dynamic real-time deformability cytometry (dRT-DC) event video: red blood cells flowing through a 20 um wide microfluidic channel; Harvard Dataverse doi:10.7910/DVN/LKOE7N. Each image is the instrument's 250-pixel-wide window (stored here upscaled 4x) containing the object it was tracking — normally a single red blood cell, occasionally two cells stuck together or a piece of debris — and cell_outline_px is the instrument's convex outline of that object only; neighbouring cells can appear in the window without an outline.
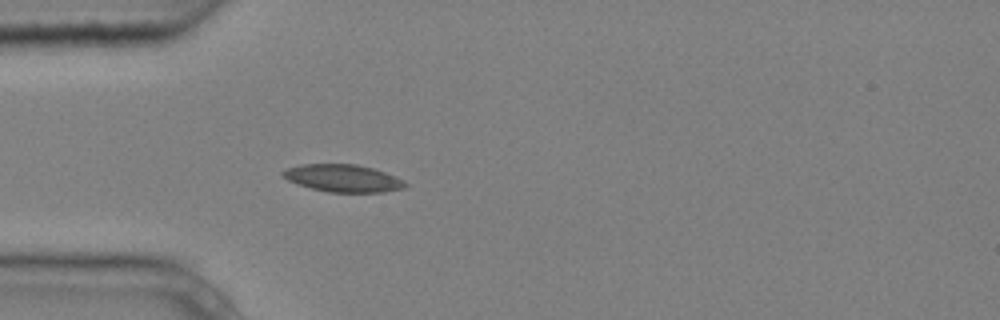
{"species": "common noctule bat (a hibernating species)", "species_latin": "Nyctalus noctula", "temperature_condition": "cold", "stored_images_in_passage": 3, "camera_frame_rate_fps": 3000, "um_per_image_px": 0.085, "animal": {"sex": "male", "body_mass_g": 20.4}, "frame": {"image": 1, "passage_image": 3, "time_ms": 0.667, "image_size_px": [1000, 320], "cell_outline_px": [[408, 184], [404, 188], [384, 192], [328, 192], [296, 184], [288, 180], [280, 172], [288, 168], [300, 164], [356, 164], [372, 168], [384, 172]], "centroid_in_image_um": [29.11, 15.15], "position_along_channel_um": 55.9, "area_um2": 19.31}}